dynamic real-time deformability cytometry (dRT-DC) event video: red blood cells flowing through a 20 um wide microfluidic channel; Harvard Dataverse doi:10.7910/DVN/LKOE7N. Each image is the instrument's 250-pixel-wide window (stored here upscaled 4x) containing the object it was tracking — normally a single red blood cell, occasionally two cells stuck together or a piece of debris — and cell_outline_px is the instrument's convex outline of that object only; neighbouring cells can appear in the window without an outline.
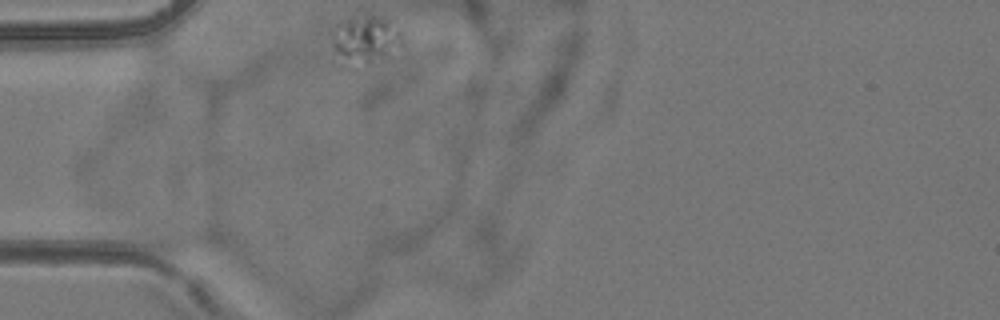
{"species": "common noctule bat (a hibernating species)", "species_latin": "Nyctalus noctula", "temperature_condition": "room temperature", "stored_images_in_passage": 3, "camera_frame_rate_fps": 3000, "um_per_image_px": 0.085, "animal": {"sex": "female", "body_mass_g": 24.6, "forearm_length_mm": 56.2}, "frame": {"image": 1, "passage_image": 1, "time_ms": 0.0, "image_size_px": [1000, 320], "cell_outline_px": [[404, 48], [384, 56], [368, 60], [340, 52], [332, 44], [332, 40], [336, 24], [340, 20], [372, 16], [392, 20], [400, 28], [404, 36]], "centroid_in_image_um": [31.27, 3.17], "position_along_channel_um": 53.7, "area_um2": 17.69}}
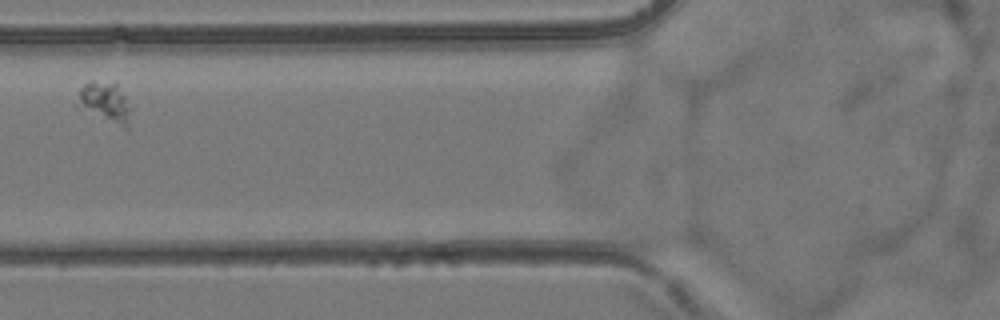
{"frame": {"image": 2, "passage_image": 3, "time_ms": 2.0, "image_size_px": [1000, 320], "cell_outline_px": [[132, 108], [128, 128], [124, 128], [76, 108], [72, 104], [80, 88], [88, 80], [116, 80]], "centroid_in_image_um": [8.88, 8.65], "position_along_channel_um": 116.9, "area_um2": 13.64}}